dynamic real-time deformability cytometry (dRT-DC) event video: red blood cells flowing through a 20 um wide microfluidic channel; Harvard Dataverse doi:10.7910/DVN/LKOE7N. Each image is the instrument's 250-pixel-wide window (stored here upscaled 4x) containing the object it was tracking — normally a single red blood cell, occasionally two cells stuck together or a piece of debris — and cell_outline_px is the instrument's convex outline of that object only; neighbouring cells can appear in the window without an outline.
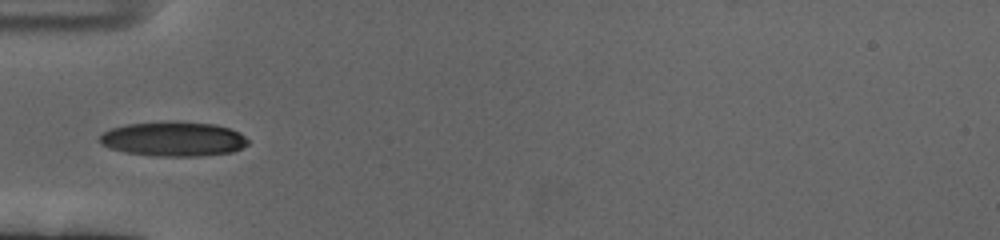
{"species": "human", "species_latin": "Homo sapiens", "temperature_condition": "cold", "stored_images_in_passage": 41, "camera_frame_rate_fps": 3000, "um_per_image_px": 0.085, "donor": {"sex": "female"}, "frame": {"image": 1, "passage_image": 1, "time_ms": 0.0, "image_size_px": [1000, 240], "cell_outline_px": [[248, 144], [232, 152], [200, 156], [156, 156], [124, 152], [108, 148], [100, 144], [100, 136], [104, 132], [112, 128], [128, 124], [168, 120], [176, 120], [216, 124], [240, 132], [248, 140]], "centroid_in_image_um": [14.74, 11.8], "position_along_channel_um": 70.3, "area_um2": 30.23}}
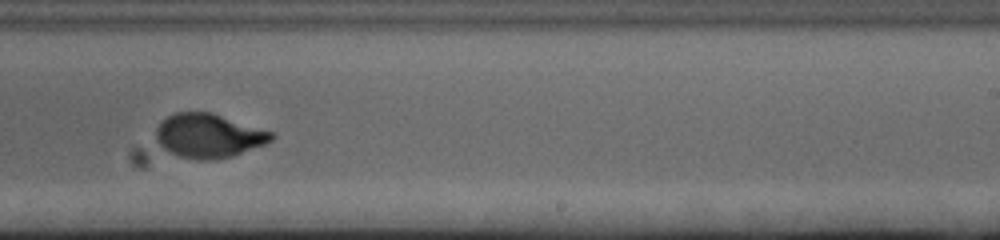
{"frame": {"image": 2, "passage_image": 19, "time_ms": 6.0, "image_size_px": [1000, 240], "cell_outline_px": [[276, 136], [272, 140], [264, 144], [232, 156], [212, 160], [196, 160], [180, 156], [168, 152], [156, 140], [156, 128], [168, 116], [176, 112], [212, 112], [272, 132]], "centroid_in_image_um": [17.73, 11.54], "position_along_channel_um": 271.3, "area_um2": 29.42}}
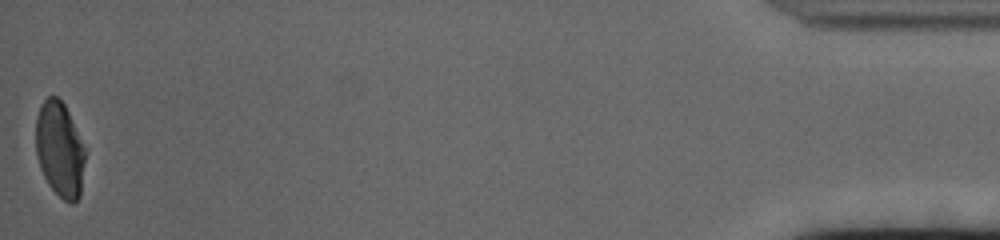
{"frame": {"image": 3, "passage_image": 41, "time_ms": 13.333, "image_size_px": [1000, 240], "cell_outline_px": [[88, 152], [80, 196], [72, 204], [68, 204], [48, 184], [40, 168], [36, 156], [36, 116], [40, 104], [48, 96], [56, 96], [64, 104], [88, 148]], "centroid_in_image_um": [5.13, 12.7], "position_along_channel_um": 430.1, "area_um2": 28.26}, "authors_computed_cell_mechanics": {"area_um2": 29.5358, "velocity_mm_per_s": 3.3558, "shape_relaxation_time_tau1_ms": 4.3052, "shape_relaxation_time_tau2_ms": null, "deformation_change_tau1": 0.1838, "deformation_change_tau2": null}}